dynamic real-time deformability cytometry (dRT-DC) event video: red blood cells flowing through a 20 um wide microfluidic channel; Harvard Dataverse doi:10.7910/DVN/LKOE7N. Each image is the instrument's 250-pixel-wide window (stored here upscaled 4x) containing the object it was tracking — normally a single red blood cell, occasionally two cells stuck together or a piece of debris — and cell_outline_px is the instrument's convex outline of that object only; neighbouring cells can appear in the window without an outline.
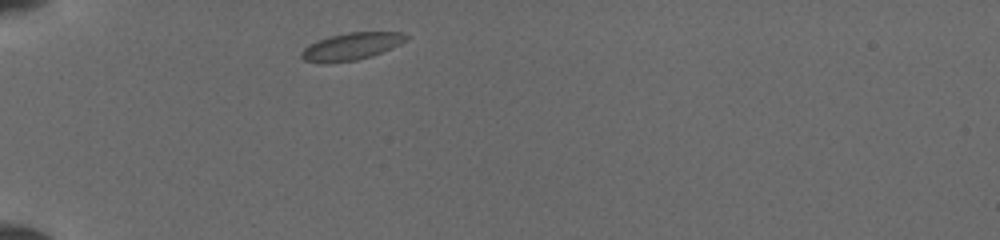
{"species": "common noctule bat (a hibernating species)", "species_latin": "Nyctalus noctula", "temperature_condition": "cold", "stored_images_in_passage": 3, "camera_frame_rate_fps": 3000, "um_per_image_px": 0.085, "animal": {"sex": "female", "body_mass_g": 19.5, "forearm_length_mm": 54.1}, "frame": {"image": 1, "passage_image": 1, "time_ms": 0.0, "image_size_px": [1000, 240], "cell_outline_px": [[408, 36], [400, 44], [380, 52], [356, 60], [304, 60], [300, 56], [300, 52], [304, 48], [316, 40], [328, 36], [348, 32], [404, 32]], "centroid_in_image_um": [29.88, 3.88], "position_along_channel_um": 55.1, "area_um2": 15.78}}
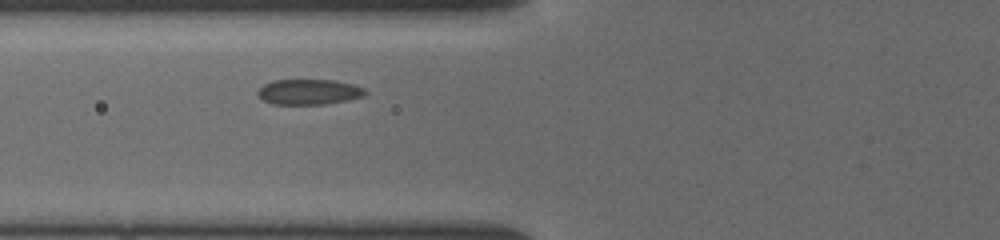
{"frame": {"image": 2, "passage_image": 3, "time_ms": 1.667, "image_size_px": [1000, 240], "cell_outline_px": [[368, 92], [364, 96], [348, 100], [324, 104], [272, 104], [264, 100], [256, 92], [264, 84], [272, 80], [336, 80], [352, 84], [364, 88]], "centroid_in_image_um": [26.28, 7.81], "position_along_channel_um": 99.5, "area_um2": 15.9}}